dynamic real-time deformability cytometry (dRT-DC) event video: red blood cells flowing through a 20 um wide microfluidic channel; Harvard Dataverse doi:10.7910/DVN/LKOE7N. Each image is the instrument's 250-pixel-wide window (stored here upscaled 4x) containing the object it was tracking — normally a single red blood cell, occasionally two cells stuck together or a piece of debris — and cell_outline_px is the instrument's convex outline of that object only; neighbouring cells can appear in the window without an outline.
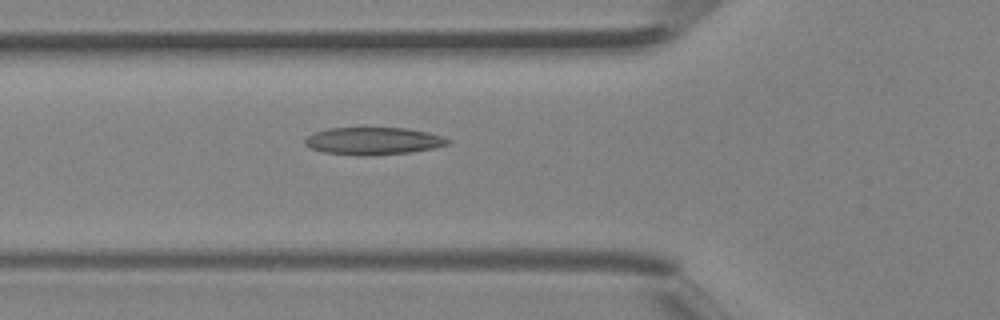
{"species": "Egyptian fruit bat (a non-hibernating species)", "species_latin": "Rousettus aegyptiacus", "temperature_condition": "room temperature", "stored_images_in_passage": 28, "camera_frame_rate_fps": 3000, "um_per_image_px": 0.085, "animal": {"sex": "female"}, "frame": {"image": 1, "passage_image": 2, "time_ms": 0.333, "image_size_px": [1000, 320], "cell_outline_px": [[452, 140], [448, 144], [432, 148], [412, 152], [364, 156], [356, 156], [324, 152], [312, 148], [304, 144], [304, 140], [308, 136], [316, 132], [328, 128], [408, 128], [428, 132], [444, 136]], "centroid_in_image_um": [31.76, 11.98], "position_along_channel_um": 94.0, "area_um2": 22.89}}
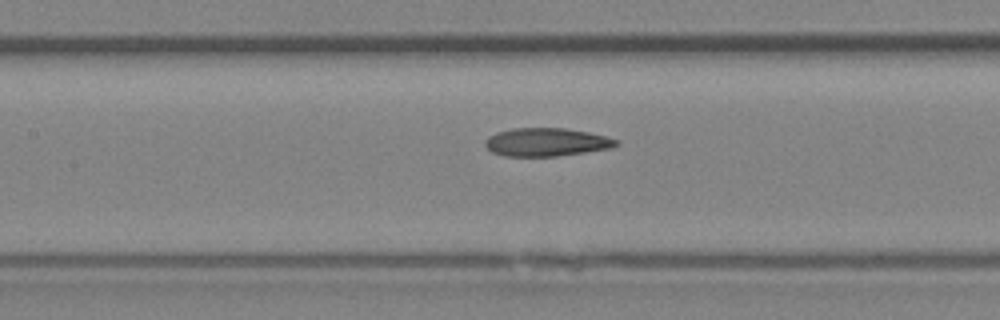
{"frame": {"image": 2, "passage_image": 6, "time_ms": 1.667, "image_size_px": [1000, 320], "cell_outline_px": [[620, 144], [612, 148], [556, 156], [504, 156], [492, 152], [484, 144], [484, 140], [488, 136], [496, 132], [512, 128], [564, 128], [588, 132], [620, 140]], "centroid_in_image_um": [46.43, 12.08], "position_along_channel_um": 161.0, "area_um2": 21.62}}
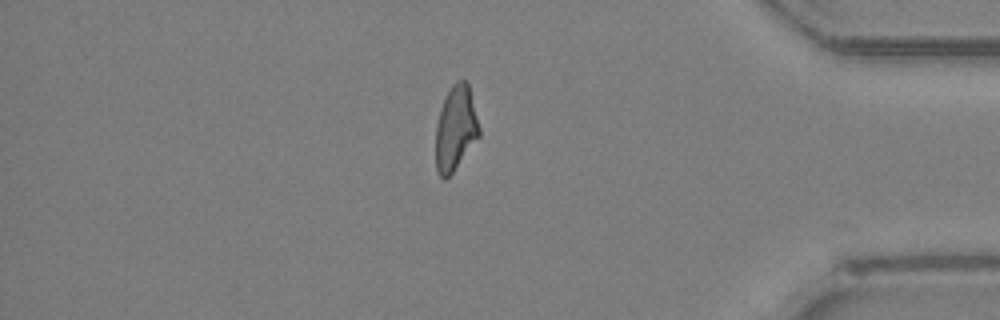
{"frame": {"image": 3, "passage_image": 22, "time_ms": 7.0, "image_size_px": [1000, 320], "cell_outline_px": [[480, 136], [452, 172], [444, 180], [436, 172], [436, 124], [440, 108], [452, 84], [456, 80], [464, 80], [468, 84], [480, 128]], "centroid_in_image_um": [38.72, 10.91], "position_along_channel_um": 396.5, "area_um2": 21.27}}